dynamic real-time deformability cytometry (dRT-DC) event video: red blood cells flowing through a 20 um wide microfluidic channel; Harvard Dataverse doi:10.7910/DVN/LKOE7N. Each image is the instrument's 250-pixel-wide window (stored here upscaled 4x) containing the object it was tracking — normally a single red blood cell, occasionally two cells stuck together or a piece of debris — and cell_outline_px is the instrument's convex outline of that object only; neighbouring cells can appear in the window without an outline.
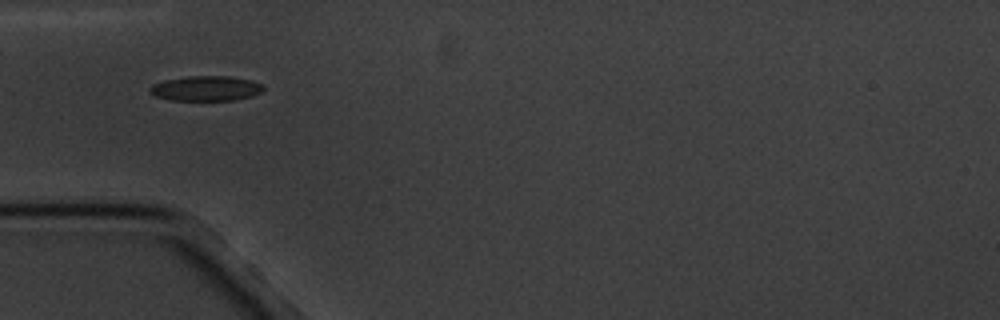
{"species": "common noctule bat (a hibernating species)", "species_latin": "Nyctalus noctula", "temperature_condition": "cold", "stored_images_in_passage": 3, "camera_frame_rate_fps": 3000, "um_per_image_px": 0.085, "animal": {"sex": "male", "body_mass_g": 20.1, "forearm_length_mm": 53.5}, "frame": {"image": 1, "passage_image": 1, "time_ms": 0.0, "image_size_px": [1000, 320], "cell_outline_px": [[264, 88], [260, 92], [252, 96], [236, 100], [168, 100], [156, 96], [152, 92], [152, 84], [164, 80], [188, 76], [228, 76], [248, 80], [264, 84]], "centroid_in_image_um": [17.53, 7.51], "position_along_channel_um": 67.5, "area_um2": 16.36}}
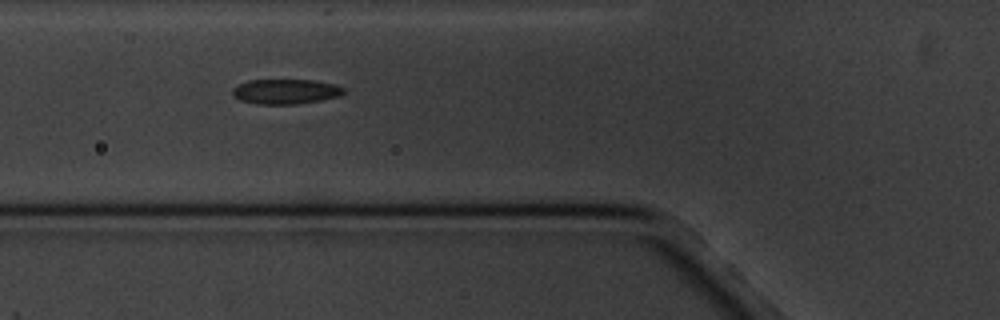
{"frame": {"image": 2, "passage_image": 2, "time_ms": 1.0, "image_size_px": [1000, 320], "cell_outline_px": [[344, 92], [340, 96], [320, 100], [296, 104], [256, 104], [240, 100], [232, 92], [232, 88], [236, 84], [248, 80], [312, 80], [332, 84], [344, 88]], "centroid_in_image_um": [24.23, 7.78], "position_along_channel_um": 101.6, "area_um2": 16.07}}
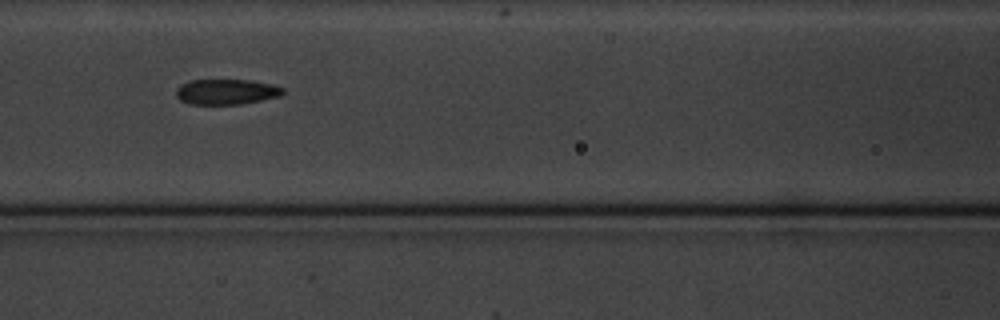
{"frame": {"image": 3, "passage_image": 3, "time_ms": 2.333, "image_size_px": [1000, 320], "cell_outline_px": [[284, 92], [280, 96], [240, 104], [188, 104], [180, 100], [176, 96], [176, 88], [180, 84], [192, 80], [252, 80], [272, 84], [284, 88]], "centroid_in_image_um": [19.22, 7.8], "position_along_channel_um": 147.4, "area_um2": 15.84}}